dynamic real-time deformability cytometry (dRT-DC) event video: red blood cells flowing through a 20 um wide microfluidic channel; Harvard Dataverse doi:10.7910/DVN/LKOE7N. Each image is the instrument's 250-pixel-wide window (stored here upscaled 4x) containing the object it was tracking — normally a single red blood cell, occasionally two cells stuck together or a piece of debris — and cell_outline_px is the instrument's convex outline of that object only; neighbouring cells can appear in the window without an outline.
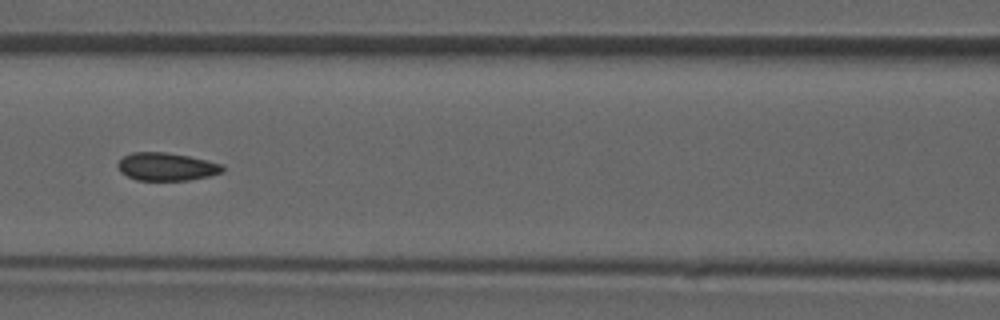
{"species": "common noctule bat (a hibernating species)", "species_latin": "Nyctalus noctula", "temperature_condition": "room temperature", "stored_images_in_passage": 49, "camera_frame_rate_fps": 3000, "um_per_image_px": 0.085, "animal": {"sex": "male", "forearm_length_mm": 52.5}, "frame": {"image": 1, "passage_image": 22, "time_ms": 7.0, "image_size_px": [1000, 320], "cell_outline_px": [[224, 172], [208, 176], [188, 180], [136, 180], [120, 172], [116, 164], [124, 156], [132, 152], [164, 152], [188, 156], [224, 164]], "centroid_in_image_um": [14.16, 14.17], "position_along_channel_um": 152.4, "area_um2": 17.05}}